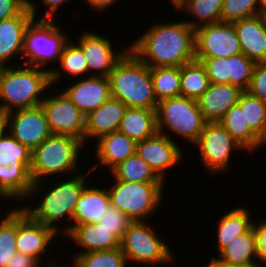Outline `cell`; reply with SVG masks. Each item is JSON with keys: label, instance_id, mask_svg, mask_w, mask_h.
Wrapping results in <instances>:
<instances>
[{"label": "cell", "instance_id": "cell-51", "mask_svg": "<svg viewBox=\"0 0 266 267\" xmlns=\"http://www.w3.org/2000/svg\"><path fill=\"white\" fill-rule=\"evenodd\" d=\"M174 8H176L179 4H181L184 0H170Z\"/></svg>", "mask_w": 266, "mask_h": 267}, {"label": "cell", "instance_id": "cell-5", "mask_svg": "<svg viewBox=\"0 0 266 267\" xmlns=\"http://www.w3.org/2000/svg\"><path fill=\"white\" fill-rule=\"evenodd\" d=\"M87 174H75L74 177L68 178L67 181H60L59 183H53L49 191L47 190L45 196H41L42 200L38 206L34 209L22 207L23 210L34 220L41 222L42 224L50 227L54 231L58 232V227L55 224L58 220L65 218L66 216L72 220L76 204L79 197L86 186Z\"/></svg>", "mask_w": 266, "mask_h": 267}, {"label": "cell", "instance_id": "cell-48", "mask_svg": "<svg viewBox=\"0 0 266 267\" xmlns=\"http://www.w3.org/2000/svg\"><path fill=\"white\" fill-rule=\"evenodd\" d=\"M261 264H233L222 261L217 257H212L207 267H259Z\"/></svg>", "mask_w": 266, "mask_h": 267}, {"label": "cell", "instance_id": "cell-18", "mask_svg": "<svg viewBox=\"0 0 266 267\" xmlns=\"http://www.w3.org/2000/svg\"><path fill=\"white\" fill-rule=\"evenodd\" d=\"M84 78L63 92L86 117L111 97V89L108 77L91 75Z\"/></svg>", "mask_w": 266, "mask_h": 267}, {"label": "cell", "instance_id": "cell-27", "mask_svg": "<svg viewBox=\"0 0 266 267\" xmlns=\"http://www.w3.org/2000/svg\"><path fill=\"white\" fill-rule=\"evenodd\" d=\"M219 259L233 264H259L254 225L219 251ZM257 259V260H256Z\"/></svg>", "mask_w": 266, "mask_h": 267}, {"label": "cell", "instance_id": "cell-44", "mask_svg": "<svg viewBox=\"0 0 266 267\" xmlns=\"http://www.w3.org/2000/svg\"><path fill=\"white\" fill-rule=\"evenodd\" d=\"M27 7V0H0V21L19 15Z\"/></svg>", "mask_w": 266, "mask_h": 267}, {"label": "cell", "instance_id": "cell-7", "mask_svg": "<svg viewBox=\"0 0 266 267\" xmlns=\"http://www.w3.org/2000/svg\"><path fill=\"white\" fill-rule=\"evenodd\" d=\"M163 182H126L115 180L108 189L110 204L133 222L146 221L161 204Z\"/></svg>", "mask_w": 266, "mask_h": 267}, {"label": "cell", "instance_id": "cell-49", "mask_svg": "<svg viewBox=\"0 0 266 267\" xmlns=\"http://www.w3.org/2000/svg\"><path fill=\"white\" fill-rule=\"evenodd\" d=\"M87 2L91 8H94L95 10L98 11L99 10L103 11L110 8V6L115 2H118V0H87Z\"/></svg>", "mask_w": 266, "mask_h": 267}, {"label": "cell", "instance_id": "cell-19", "mask_svg": "<svg viewBox=\"0 0 266 267\" xmlns=\"http://www.w3.org/2000/svg\"><path fill=\"white\" fill-rule=\"evenodd\" d=\"M242 53L255 63H266V19L257 15L232 23Z\"/></svg>", "mask_w": 266, "mask_h": 267}, {"label": "cell", "instance_id": "cell-29", "mask_svg": "<svg viewBox=\"0 0 266 267\" xmlns=\"http://www.w3.org/2000/svg\"><path fill=\"white\" fill-rule=\"evenodd\" d=\"M246 207H236L229 210L226 215L220 219L217 230V248L220 251L236 236L247 232L254 224Z\"/></svg>", "mask_w": 266, "mask_h": 267}, {"label": "cell", "instance_id": "cell-31", "mask_svg": "<svg viewBox=\"0 0 266 267\" xmlns=\"http://www.w3.org/2000/svg\"><path fill=\"white\" fill-rule=\"evenodd\" d=\"M222 7L223 0H184L175 9L181 12L185 9V12L188 11L189 14L194 15L197 22L193 20L185 22L196 30L201 26L220 22Z\"/></svg>", "mask_w": 266, "mask_h": 267}, {"label": "cell", "instance_id": "cell-20", "mask_svg": "<svg viewBox=\"0 0 266 267\" xmlns=\"http://www.w3.org/2000/svg\"><path fill=\"white\" fill-rule=\"evenodd\" d=\"M243 92L235 85L210 83L206 92L196 101L206 122H219L238 103Z\"/></svg>", "mask_w": 266, "mask_h": 267}, {"label": "cell", "instance_id": "cell-32", "mask_svg": "<svg viewBox=\"0 0 266 267\" xmlns=\"http://www.w3.org/2000/svg\"><path fill=\"white\" fill-rule=\"evenodd\" d=\"M154 94L157 102L166 98L181 96V71L179 66L152 67Z\"/></svg>", "mask_w": 266, "mask_h": 267}, {"label": "cell", "instance_id": "cell-50", "mask_svg": "<svg viewBox=\"0 0 266 267\" xmlns=\"http://www.w3.org/2000/svg\"><path fill=\"white\" fill-rule=\"evenodd\" d=\"M259 5L260 14L264 16L266 14V0H259Z\"/></svg>", "mask_w": 266, "mask_h": 267}, {"label": "cell", "instance_id": "cell-40", "mask_svg": "<svg viewBox=\"0 0 266 267\" xmlns=\"http://www.w3.org/2000/svg\"><path fill=\"white\" fill-rule=\"evenodd\" d=\"M207 72L210 83L230 84L232 77V56L228 58H196Z\"/></svg>", "mask_w": 266, "mask_h": 267}, {"label": "cell", "instance_id": "cell-34", "mask_svg": "<svg viewBox=\"0 0 266 267\" xmlns=\"http://www.w3.org/2000/svg\"><path fill=\"white\" fill-rule=\"evenodd\" d=\"M238 104L250 129L266 144V103L244 91L240 95Z\"/></svg>", "mask_w": 266, "mask_h": 267}, {"label": "cell", "instance_id": "cell-36", "mask_svg": "<svg viewBox=\"0 0 266 267\" xmlns=\"http://www.w3.org/2000/svg\"><path fill=\"white\" fill-rule=\"evenodd\" d=\"M17 209L14 208L8 212L2 222L0 220V267L13 258L17 252Z\"/></svg>", "mask_w": 266, "mask_h": 267}, {"label": "cell", "instance_id": "cell-13", "mask_svg": "<svg viewBox=\"0 0 266 267\" xmlns=\"http://www.w3.org/2000/svg\"><path fill=\"white\" fill-rule=\"evenodd\" d=\"M4 128L31 151L51 134L41 105L6 113Z\"/></svg>", "mask_w": 266, "mask_h": 267}, {"label": "cell", "instance_id": "cell-35", "mask_svg": "<svg viewBox=\"0 0 266 267\" xmlns=\"http://www.w3.org/2000/svg\"><path fill=\"white\" fill-rule=\"evenodd\" d=\"M72 266L69 267H125L126 256L121 248L103 251H91L73 255Z\"/></svg>", "mask_w": 266, "mask_h": 267}, {"label": "cell", "instance_id": "cell-30", "mask_svg": "<svg viewBox=\"0 0 266 267\" xmlns=\"http://www.w3.org/2000/svg\"><path fill=\"white\" fill-rule=\"evenodd\" d=\"M180 71L181 96L197 100L206 92L210 85L204 65L195 59L183 64L180 67Z\"/></svg>", "mask_w": 266, "mask_h": 267}, {"label": "cell", "instance_id": "cell-25", "mask_svg": "<svg viewBox=\"0 0 266 267\" xmlns=\"http://www.w3.org/2000/svg\"><path fill=\"white\" fill-rule=\"evenodd\" d=\"M83 189L72 217L74 224H94L104 216L110 205V196L107 189L87 188Z\"/></svg>", "mask_w": 266, "mask_h": 267}, {"label": "cell", "instance_id": "cell-2", "mask_svg": "<svg viewBox=\"0 0 266 267\" xmlns=\"http://www.w3.org/2000/svg\"><path fill=\"white\" fill-rule=\"evenodd\" d=\"M59 71L24 64L0 67V114L39 106L45 98L41 93L61 78Z\"/></svg>", "mask_w": 266, "mask_h": 267}, {"label": "cell", "instance_id": "cell-24", "mask_svg": "<svg viewBox=\"0 0 266 267\" xmlns=\"http://www.w3.org/2000/svg\"><path fill=\"white\" fill-rule=\"evenodd\" d=\"M96 145L95 156L100 160L90 170H95L99 164L109 167L111 170L128 157L136 154L137 142L126 134L114 131L101 136Z\"/></svg>", "mask_w": 266, "mask_h": 267}, {"label": "cell", "instance_id": "cell-42", "mask_svg": "<svg viewBox=\"0 0 266 267\" xmlns=\"http://www.w3.org/2000/svg\"><path fill=\"white\" fill-rule=\"evenodd\" d=\"M132 222L133 221L126 214L110 204L104 216L98 221V224L106 230L112 231L113 234L121 240Z\"/></svg>", "mask_w": 266, "mask_h": 267}, {"label": "cell", "instance_id": "cell-6", "mask_svg": "<svg viewBox=\"0 0 266 267\" xmlns=\"http://www.w3.org/2000/svg\"><path fill=\"white\" fill-rule=\"evenodd\" d=\"M206 120L192 98L178 96L160 100L156 107L157 131L165 135L171 131L193 145L204 129Z\"/></svg>", "mask_w": 266, "mask_h": 267}, {"label": "cell", "instance_id": "cell-17", "mask_svg": "<svg viewBox=\"0 0 266 267\" xmlns=\"http://www.w3.org/2000/svg\"><path fill=\"white\" fill-rule=\"evenodd\" d=\"M110 41L108 37L100 36L98 33L91 31H85L78 39V45L82 48L86 59L88 72L93 70V76L108 77L116 63L129 50L124 49L125 51H120V53L114 52Z\"/></svg>", "mask_w": 266, "mask_h": 267}, {"label": "cell", "instance_id": "cell-45", "mask_svg": "<svg viewBox=\"0 0 266 267\" xmlns=\"http://www.w3.org/2000/svg\"><path fill=\"white\" fill-rule=\"evenodd\" d=\"M255 234H256V243H257V252L259 256V261L266 264V221L260 222L256 226L254 222Z\"/></svg>", "mask_w": 266, "mask_h": 267}, {"label": "cell", "instance_id": "cell-22", "mask_svg": "<svg viewBox=\"0 0 266 267\" xmlns=\"http://www.w3.org/2000/svg\"><path fill=\"white\" fill-rule=\"evenodd\" d=\"M64 235L70 237L81 248H85L79 253H87L91 251L112 250L120 247V240L112 231L106 230L98 223L94 224H78L68 225L64 227Z\"/></svg>", "mask_w": 266, "mask_h": 267}, {"label": "cell", "instance_id": "cell-52", "mask_svg": "<svg viewBox=\"0 0 266 267\" xmlns=\"http://www.w3.org/2000/svg\"><path fill=\"white\" fill-rule=\"evenodd\" d=\"M4 128V116L0 114V132Z\"/></svg>", "mask_w": 266, "mask_h": 267}, {"label": "cell", "instance_id": "cell-39", "mask_svg": "<svg viewBox=\"0 0 266 267\" xmlns=\"http://www.w3.org/2000/svg\"><path fill=\"white\" fill-rule=\"evenodd\" d=\"M32 151L22 145L5 128L0 132V159H14L21 161L29 168L31 166Z\"/></svg>", "mask_w": 266, "mask_h": 267}, {"label": "cell", "instance_id": "cell-38", "mask_svg": "<svg viewBox=\"0 0 266 267\" xmlns=\"http://www.w3.org/2000/svg\"><path fill=\"white\" fill-rule=\"evenodd\" d=\"M58 62H60L63 72L70 74V76L79 77L88 73V66L82 48L70 41L65 45Z\"/></svg>", "mask_w": 266, "mask_h": 267}, {"label": "cell", "instance_id": "cell-33", "mask_svg": "<svg viewBox=\"0 0 266 267\" xmlns=\"http://www.w3.org/2000/svg\"><path fill=\"white\" fill-rule=\"evenodd\" d=\"M111 173L115 180L126 182H165L136 154L118 164Z\"/></svg>", "mask_w": 266, "mask_h": 267}, {"label": "cell", "instance_id": "cell-46", "mask_svg": "<svg viewBox=\"0 0 266 267\" xmlns=\"http://www.w3.org/2000/svg\"><path fill=\"white\" fill-rule=\"evenodd\" d=\"M38 264L39 262L36 259L16 252L5 267H36Z\"/></svg>", "mask_w": 266, "mask_h": 267}, {"label": "cell", "instance_id": "cell-16", "mask_svg": "<svg viewBox=\"0 0 266 267\" xmlns=\"http://www.w3.org/2000/svg\"><path fill=\"white\" fill-rule=\"evenodd\" d=\"M36 8L35 2L27 0V7L19 15L0 21V67L8 66L14 55L20 54L21 61L25 31L37 17Z\"/></svg>", "mask_w": 266, "mask_h": 267}, {"label": "cell", "instance_id": "cell-47", "mask_svg": "<svg viewBox=\"0 0 266 267\" xmlns=\"http://www.w3.org/2000/svg\"><path fill=\"white\" fill-rule=\"evenodd\" d=\"M71 0H41V4H45L48 9L45 11L43 17L40 19L54 20V13L59 8V6L65 2H70Z\"/></svg>", "mask_w": 266, "mask_h": 267}, {"label": "cell", "instance_id": "cell-9", "mask_svg": "<svg viewBox=\"0 0 266 267\" xmlns=\"http://www.w3.org/2000/svg\"><path fill=\"white\" fill-rule=\"evenodd\" d=\"M120 248L127 262L161 264L173 261V254L168 245L146 221H135L129 225L120 240Z\"/></svg>", "mask_w": 266, "mask_h": 267}, {"label": "cell", "instance_id": "cell-15", "mask_svg": "<svg viewBox=\"0 0 266 267\" xmlns=\"http://www.w3.org/2000/svg\"><path fill=\"white\" fill-rule=\"evenodd\" d=\"M58 233L31 218L23 208H17V252L41 262V255L48 250V245ZM47 247V248H46Z\"/></svg>", "mask_w": 266, "mask_h": 267}, {"label": "cell", "instance_id": "cell-43", "mask_svg": "<svg viewBox=\"0 0 266 267\" xmlns=\"http://www.w3.org/2000/svg\"><path fill=\"white\" fill-rule=\"evenodd\" d=\"M247 91L266 103V63L255 64L251 84Z\"/></svg>", "mask_w": 266, "mask_h": 267}, {"label": "cell", "instance_id": "cell-4", "mask_svg": "<svg viewBox=\"0 0 266 267\" xmlns=\"http://www.w3.org/2000/svg\"><path fill=\"white\" fill-rule=\"evenodd\" d=\"M84 143L69 135L52 134L32 150L30 173L33 187L29 198L41 192L42 178L64 172L73 174L77 170L80 150ZM71 172V173H70ZM40 186V188H39ZM39 188V189H38Z\"/></svg>", "mask_w": 266, "mask_h": 267}, {"label": "cell", "instance_id": "cell-26", "mask_svg": "<svg viewBox=\"0 0 266 267\" xmlns=\"http://www.w3.org/2000/svg\"><path fill=\"white\" fill-rule=\"evenodd\" d=\"M118 131L136 142L153 137L158 132L156 109L128 107L121 119Z\"/></svg>", "mask_w": 266, "mask_h": 267}, {"label": "cell", "instance_id": "cell-11", "mask_svg": "<svg viewBox=\"0 0 266 267\" xmlns=\"http://www.w3.org/2000/svg\"><path fill=\"white\" fill-rule=\"evenodd\" d=\"M40 105L51 134L69 135L85 143L86 117L63 91L45 97Z\"/></svg>", "mask_w": 266, "mask_h": 267}, {"label": "cell", "instance_id": "cell-14", "mask_svg": "<svg viewBox=\"0 0 266 267\" xmlns=\"http://www.w3.org/2000/svg\"><path fill=\"white\" fill-rule=\"evenodd\" d=\"M173 139L168 133L163 135L157 132L153 137L137 142L136 146V155L147 163L163 181L165 171L174 167L184 157L180 146Z\"/></svg>", "mask_w": 266, "mask_h": 267}, {"label": "cell", "instance_id": "cell-12", "mask_svg": "<svg viewBox=\"0 0 266 267\" xmlns=\"http://www.w3.org/2000/svg\"><path fill=\"white\" fill-rule=\"evenodd\" d=\"M240 53V42L232 23L220 21L195 30L196 58H228Z\"/></svg>", "mask_w": 266, "mask_h": 267}, {"label": "cell", "instance_id": "cell-41", "mask_svg": "<svg viewBox=\"0 0 266 267\" xmlns=\"http://www.w3.org/2000/svg\"><path fill=\"white\" fill-rule=\"evenodd\" d=\"M255 62L247 58L243 53L232 55V77L230 84L247 91L252 80Z\"/></svg>", "mask_w": 266, "mask_h": 267}, {"label": "cell", "instance_id": "cell-1", "mask_svg": "<svg viewBox=\"0 0 266 267\" xmlns=\"http://www.w3.org/2000/svg\"><path fill=\"white\" fill-rule=\"evenodd\" d=\"M128 49L152 67H170L189 63L195 56V29L185 20L152 25Z\"/></svg>", "mask_w": 266, "mask_h": 267}, {"label": "cell", "instance_id": "cell-37", "mask_svg": "<svg viewBox=\"0 0 266 267\" xmlns=\"http://www.w3.org/2000/svg\"><path fill=\"white\" fill-rule=\"evenodd\" d=\"M259 0H223L221 21H235L260 15Z\"/></svg>", "mask_w": 266, "mask_h": 267}, {"label": "cell", "instance_id": "cell-3", "mask_svg": "<svg viewBox=\"0 0 266 267\" xmlns=\"http://www.w3.org/2000/svg\"><path fill=\"white\" fill-rule=\"evenodd\" d=\"M111 97L130 108L156 109L150 67L130 50L116 63L108 75Z\"/></svg>", "mask_w": 266, "mask_h": 267}, {"label": "cell", "instance_id": "cell-28", "mask_svg": "<svg viewBox=\"0 0 266 267\" xmlns=\"http://www.w3.org/2000/svg\"><path fill=\"white\" fill-rule=\"evenodd\" d=\"M219 123L246 151L265 144L249 127L244 113L237 103L233 105L222 117Z\"/></svg>", "mask_w": 266, "mask_h": 267}, {"label": "cell", "instance_id": "cell-53", "mask_svg": "<svg viewBox=\"0 0 266 267\" xmlns=\"http://www.w3.org/2000/svg\"><path fill=\"white\" fill-rule=\"evenodd\" d=\"M40 265H41V264L39 263L36 267H40ZM53 267H64V266H63V265H61V266H60V265H57V266H56V265L54 264Z\"/></svg>", "mask_w": 266, "mask_h": 267}, {"label": "cell", "instance_id": "cell-10", "mask_svg": "<svg viewBox=\"0 0 266 267\" xmlns=\"http://www.w3.org/2000/svg\"><path fill=\"white\" fill-rule=\"evenodd\" d=\"M194 145L199 147L203 164L213 175L227 171L233 150H245L219 122H206Z\"/></svg>", "mask_w": 266, "mask_h": 267}, {"label": "cell", "instance_id": "cell-21", "mask_svg": "<svg viewBox=\"0 0 266 267\" xmlns=\"http://www.w3.org/2000/svg\"><path fill=\"white\" fill-rule=\"evenodd\" d=\"M33 184L30 168L26 164L14 159H0V195L5 200L25 201Z\"/></svg>", "mask_w": 266, "mask_h": 267}, {"label": "cell", "instance_id": "cell-23", "mask_svg": "<svg viewBox=\"0 0 266 267\" xmlns=\"http://www.w3.org/2000/svg\"><path fill=\"white\" fill-rule=\"evenodd\" d=\"M127 108L121 100L110 97L101 107L90 112L85 119V142L87 138L99 139L118 131Z\"/></svg>", "mask_w": 266, "mask_h": 267}, {"label": "cell", "instance_id": "cell-8", "mask_svg": "<svg viewBox=\"0 0 266 267\" xmlns=\"http://www.w3.org/2000/svg\"><path fill=\"white\" fill-rule=\"evenodd\" d=\"M68 40L54 20L34 19L25 31L22 59L27 61L22 64L47 70L48 62L60 59Z\"/></svg>", "mask_w": 266, "mask_h": 267}]
</instances>
